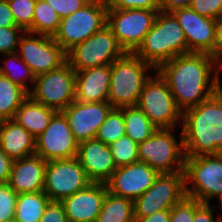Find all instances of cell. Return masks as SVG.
<instances>
[{
  "label": "cell",
  "instance_id": "f546056e",
  "mask_svg": "<svg viewBox=\"0 0 222 222\" xmlns=\"http://www.w3.org/2000/svg\"><path fill=\"white\" fill-rule=\"evenodd\" d=\"M60 20L57 12L45 0H37L32 20V33L54 37Z\"/></svg>",
  "mask_w": 222,
  "mask_h": 222
},
{
  "label": "cell",
  "instance_id": "5bb4252c",
  "mask_svg": "<svg viewBox=\"0 0 222 222\" xmlns=\"http://www.w3.org/2000/svg\"><path fill=\"white\" fill-rule=\"evenodd\" d=\"M35 35V36H34ZM16 54L36 76L54 71L67 62L66 52L53 37L24 32Z\"/></svg>",
  "mask_w": 222,
  "mask_h": 222
},
{
  "label": "cell",
  "instance_id": "ba28073f",
  "mask_svg": "<svg viewBox=\"0 0 222 222\" xmlns=\"http://www.w3.org/2000/svg\"><path fill=\"white\" fill-rule=\"evenodd\" d=\"M155 72L145 82L137 106L158 129H177L176 125L182 121V112L167 82Z\"/></svg>",
  "mask_w": 222,
  "mask_h": 222
},
{
  "label": "cell",
  "instance_id": "4fadbf2b",
  "mask_svg": "<svg viewBox=\"0 0 222 222\" xmlns=\"http://www.w3.org/2000/svg\"><path fill=\"white\" fill-rule=\"evenodd\" d=\"M91 183L93 182L76 157L47 161L43 191L50 201L61 202Z\"/></svg>",
  "mask_w": 222,
  "mask_h": 222
},
{
  "label": "cell",
  "instance_id": "ffe728a7",
  "mask_svg": "<svg viewBox=\"0 0 222 222\" xmlns=\"http://www.w3.org/2000/svg\"><path fill=\"white\" fill-rule=\"evenodd\" d=\"M106 183H91L73 195L64 198L68 222H96L107 194Z\"/></svg>",
  "mask_w": 222,
  "mask_h": 222
},
{
  "label": "cell",
  "instance_id": "f35d334b",
  "mask_svg": "<svg viewBox=\"0 0 222 222\" xmlns=\"http://www.w3.org/2000/svg\"><path fill=\"white\" fill-rule=\"evenodd\" d=\"M58 14L60 19L83 8L91 0H45Z\"/></svg>",
  "mask_w": 222,
  "mask_h": 222
},
{
  "label": "cell",
  "instance_id": "9a60e30c",
  "mask_svg": "<svg viewBox=\"0 0 222 222\" xmlns=\"http://www.w3.org/2000/svg\"><path fill=\"white\" fill-rule=\"evenodd\" d=\"M35 154L45 161L75 158L79 143L72 134L68 121L61 111L51 118L49 125L37 137Z\"/></svg>",
  "mask_w": 222,
  "mask_h": 222
},
{
  "label": "cell",
  "instance_id": "4dcf8cb0",
  "mask_svg": "<svg viewBox=\"0 0 222 222\" xmlns=\"http://www.w3.org/2000/svg\"><path fill=\"white\" fill-rule=\"evenodd\" d=\"M123 136H125L123 108H113L99 127L95 138L109 146Z\"/></svg>",
  "mask_w": 222,
  "mask_h": 222
},
{
  "label": "cell",
  "instance_id": "bcb514c9",
  "mask_svg": "<svg viewBox=\"0 0 222 222\" xmlns=\"http://www.w3.org/2000/svg\"><path fill=\"white\" fill-rule=\"evenodd\" d=\"M169 220L170 209H165L145 218H135L134 222H169Z\"/></svg>",
  "mask_w": 222,
  "mask_h": 222
},
{
  "label": "cell",
  "instance_id": "b9f144b4",
  "mask_svg": "<svg viewBox=\"0 0 222 222\" xmlns=\"http://www.w3.org/2000/svg\"><path fill=\"white\" fill-rule=\"evenodd\" d=\"M14 160L0 148V184L9 182Z\"/></svg>",
  "mask_w": 222,
  "mask_h": 222
},
{
  "label": "cell",
  "instance_id": "4316f807",
  "mask_svg": "<svg viewBox=\"0 0 222 222\" xmlns=\"http://www.w3.org/2000/svg\"><path fill=\"white\" fill-rule=\"evenodd\" d=\"M125 135L139 144L149 138L158 128L138 106L123 107Z\"/></svg>",
  "mask_w": 222,
  "mask_h": 222
},
{
  "label": "cell",
  "instance_id": "ee69618b",
  "mask_svg": "<svg viewBox=\"0 0 222 222\" xmlns=\"http://www.w3.org/2000/svg\"><path fill=\"white\" fill-rule=\"evenodd\" d=\"M213 58L222 64V18L217 21L213 46Z\"/></svg>",
  "mask_w": 222,
  "mask_h": 222
},
{
  "label": "cell",
  "instance_id": "484cf974",
  "mask_svg": "<svg viewBox=\"0 0 222 222\" xmlns=\"http://www.w3.org/2000/svg\"><path fill=\"white\" fill-rule=\"evenodd\" d=\"M49 202L44 191L18 194L14 219L18 222H39Z\"/></svg>",
  "mask_w": 222,
  "mask_h": 222
},
{
  "label": "cell",
  "instance_id": "ac0fdd59",
  "mask_svg": "<svg viewBox=\"0 0 222 222\" xmlns=\"http://www.w3.org/2000/svg\"><path fill=\"white\" fill-rule=\"evenodd\" d=\"M112 109L108 101L80 103L74 100L61 112L66 117L74 138L81 143L96 137L99 127Z\"/></svg>",
  "mask_w": 222,
  "mask_h": 222
},
{
  "label": "cell",
  "instance_id": "1f68e13d",
  "mask_svg": "<svg viewBox=\"0 0 222 222\" xmlns=\"http://www.w3.org/2000/svg\"><path fill=\"white\" fill-rule=\"evenodd\" d=\"M109 147L117 167L139 161L137 152L138 144L126 135L110 144Z\"/></svg>",
  "mask_w": 222,
  "mask_h": 222
},
{
  "label": "cell",
  "instance_id": "52a82bcc",
  "mask_svg": "<svg viewBox=\"0 0 222 222\" xmlns=\"http://www.w3.org/2000/svg\"><path fill=\"white\" fill-rule=\"evenodd\" d=\"M107 25V7L104 0H91L83 8L60 20V25L53 39L65 51Z\"/></svg>",
  "mask_w": 222,
  "mask_h": 222
},
{
  "label": "cell",
  "instance_id": "d6a6232c",
  "mask_svg": "<svg viewBox=\"0 0 222 222\" xmlns=\"http://www.w3.org/2000/svg\"><path fill=\"white\" fill-rule=\"evenodd\" d=\"M17 27L32 33V20L37 0H7Z\"/></svg>",
  "mask_w": 222,
  "mask_h": 222
},
{
  "label": "cell",
  "instance_id": "44dd1931",
  "mask_svg": "<svg viewBox=\"0 0 222 222\" xmlns=\"http://www.w3.org/2000/svg\"><path fill=\"white\" fill-rule=\"evenodd\" d=\"M47 161L37 154L14 160L9 186L17 193L43 191Z\"/></svg>",
  "mask_w": 222,
  "mask_h": 222
},
{
  "label": "cell",
  "instance_id": "c3c4849f",
  "mask_svg": "<svg viewBox=\"0 0 222 222\" xmlns=\"http://www.w3.org/2000/svg\"><path fill=\"white\" fill-rule=\"evenodd\" d=\"M218 203H219V210L221 209V213H222V196L218 199Z\"/></svg>",
  "mask_w": 222,
  "mask_h": 222
},
{
  "label": "cell",
  "instance_id": "d6986e66",
  "mask_svg": "<svg viewBox=\"0 0 222 222\" xmlns=\"http://www.w3.org/2000/svg\"><path fill=\"white\" fill-rule=\"evenodd\" d=\"M76 158L93 183H106L117 169L110 147L96 138L79 143Z\"/></svg>",
  "mask_w": 222,
  "mask_h": 222
},
{
  "label": "cell",
  "instance_id": "7a4b0ae2",
  "mask_svg": "<svg viewBox=\"0 0 222 222\" xmlns=\"http://www.w3.org/2000/svg\"><path fill=\"white\" fill-rule=\"evenodd\" d=\"M185 156L222 153V101L214 94L182 113Z\"/></svg>",
  "mask_w": 222,
  "mask_h": 222
},
{
  "label": "cell",
  "instance_id": "ab89813d",
  "mask_svg": "<svg viewBox=\"0 0 222 222\" xmlns=\"http://www.w3.org/2000/svg\"><path fill=\"white\" fill-rule=\"evenodd\" d=\"M39 222H68L63 204L50 201Z\"/></svg>",
  "mask_w": 222,
  "mask_h": 222
},
{
  "label": "cell",
  "instance_id": "9c48e42d",
  "mask_svg": "<svg viewBox=\"0 0 222 222\" xmlns=\"http://www.w3.org/2000/svg\"><path fill=\"white\" fill-rule=\"evenodd\" d=\"M124 54L107 25L66 52L67 63L74 71L112 64Z\"/></svg>",
  "mask_w": 222,
  "mask_h": 222
},
{
  "label": "cell",
  "instance_id": "74e56055",
  "mask_svg": "<svg viewBox=\"0 0 222 222\" xmlns=\"http://www.w3.org/2000/svg\"><path fill=\"white\" fill-rule=\"evenodd\" d=\"M190 7L200 15L215 20L222 18V0H193Z\"/></svg>",
  "mask_w": 222,
  "mask_h": 222
},
{
  "label": "cell",
  "instance_id": "f1b7e54d",
  "mask_svg": "<svg viewBox=\"0 0 222 222\" xmlns=\"http://www.w3.org/2000/svg\"><path fill=\"white\" fill-rule=\"evenodd\" d=\"M3 56L6 59L0 66V74L5 75L14 84L19 85L30 93L32 88L29 84L32 83L34 85L36 78L32 70L16 53L3 54Z\"/></svg>",
  "mask_w": 222,
  "mask_h": 222
},
{
  "label": "cell",
  "instance_id": "83f0119b",
  "mask_svg": "<svg viewBox=\"0 0 222 222\" xmlns=\"http://www.w3.org/2000/svg\"><path fill=\"white\" fill-rule=\"evenodd\" d=\"M28 96L29 93L24 88L0 74V121L13 119L17 109Z\"/></svg>",
  "mask_w": 222,
  "mask_h": 222
},
{
  "label": "cell",
  "instance_id": "60d3db41",
  "mask_svg": "<svg viewBox=\"0 0 222 222\" xmlns=\"http://www.w3.org/2000/svg\"><path fill=\"white\" fill-rule=\"evenodd\" d=\"M212 205V206H211ZM210 203H202L194 212L193 222H222V215L216 217L213 211L216 205Z\"/></svg>",
  "mask_w": 222,
  "mask_h": 222
},
{
  "label": "cell",
  "instance_id": "7bdbcfd3",
  "mask_svg": "<svg viewBox=\"0 0 222 222\" xmlns=\"http://www.w3.org/2000/svg\"><path fill=\"white\" fill-rule=\"evenodd\" d=\"M17 27L7 0H0V28Z\"/></svg>",
  "mask_w": 222,
  "mask_h": 222
},
{
  "label": "cell",
  "instance_id": "e575fe53",
  "mask_svg": "<svg viewBox=\"0 0 222 222\" xmlns=\"http://www.w3.org/2000/svg\"><path fill=\"white\" fill-rule=\"evenodd\" d=\"M18 194L8 183L0 184V222L14 219Z\"/></svg>",
  "mask_w": 222,
  "mask_h": 222
},
{
  "label": "cell",
  "instance_id": "d590c367",
  "mask_svg": "<svg viewBox=\"0 0 222 222\" xmlns=\"http://www.w3.org/2000/svg\"><path fill=\"white\" fill-rule=\"evenodd\" d=\"M24 32L20 27L0 28V55L16 53Z\"/></svg>",
  "mask_w": 222,
  "mask_h": 222
},
{
  "label": "cell",
  "instance_id": "836d02e7",
  "mask_svg": "<svg viewBox=\"0 0 222 222\" xmlns=\"http://www.w3.org/2000/svg\"><path fill=\"white\" fill-rule=\"evenodd\" d=\"M202 203L185 196L170 209L169 222H193L194 212Z\"/></svg>",
  "mask_w": 222,
  "mask_h": 222
},
{
  "label": "cell",
  "instance_id": "7402d4cb",
  "mask_svg": "<svg viewBox=\"0 0 222 222\" xmlns=\"http://www.w3.org/2000/svg\"><path fill=\"white\" fill-rule=\"evenodd\" d=\"M75 100L80 103H98L107 101L111 64L75 71Z\"/></svg>",
  "mask_w": 222,
  "mask_h": 222
},
{
  "label": "cell",
  "instance_id": "603a6c76",
  "mask_svg": "<svg viewBox=\"0 0 222 222\" xmlns=\"http://www.w3.org/2000/svg\"><path fill=\"white\" fill-rule=\"evenodd\" d=\"M0 148L13 160L36 152V140L14 119L0 121Z\"/></svg>",
  "mask_w": 222,
  "mask_h": 222
},
{
  "label": "cell",
  "instance_id": "7c38bea8",
  "mask_svg": "<svg viewBox=\"0 0 222 222\" xmlns=\"http://www.w3.org/2000/svg\"><path fill=\"white\" fill-rule=\"evenodd\" d=\"M185 196L184 171L161 173L153 185L134 200V217L145 218L171 209Z\"/></svg>",
  "mask_w": 222,
  "mask_h": 222
},
{
  "label": "cell",
  "instance_id": "e0dca14e",
  "mask_svg": "<svg viewBox=\"0 0 222 222\" xmlns=\"http://www.w3.org/2000/svg\"><path fill=\"white\" fill-rule=\"evenodd\" d=\"M160 173L144 162L117 167L106 182L108 192L135 200L155 182Z\"/></svg>",
  "mask_w": 222,
  "mask_h": 222
},
{
  "label": "cell",
  "instance_id": "3957f363",
  "mask_svg": "<svg viewBox=\"0 0 222 222\" xmlns=\"http://www.w3.org/2000/svg\"><path fill=\"white\" fill-rule=\"evenodd\" d=\"M134 54L155 69L179 55L187 54L183 29L171 12H158L152 28Z\"/></svg>",
  "mask_w": 222,
  "mask_h": 222
},
{
  "label": "cell",
  "instance_id": "277c9868",
  "mask_svg": "<svg viewBox=\"0 0 222 222\" xmlns=\"http://www.w3.org/2000/svg\"><path fill=\"white\" fill-rule=\"evenodd\" d=\"M150 70V71H149ZM156 69L134 53H125L111 64L107 101L113 108L137 106L145 82ZM147 72H150L147 74Z\"/></svg>",
  "mask_w": 222,
  "mask_h": 222
},
{
  "label": "cell",
  "instance_id": "8fae6325",
  "mask_svg": "<svg viewBox=\"0 0 222 222\" xmlns=\"http://www.w3.org/2000/svg\"><path fill=\"white\" fill-rule=\"evenodd\" d=\"M76 76L66 62L60 68L36 76L29 96L36 102L62 111L75 100Z\"/></svg>",
  "mask_w": 222,
  "mask_h": 222
},
{
  "label": "cell",
  "instance_id": "d4e9b609",
  "mask_svg": "<svg viewBox=\"0 0 222 222\" xmlns=\"http://www.w3.org/2000/svg\"><path fill=\"white\" fill-rule=\"evenodd\" d=\"M134 201L107 191L96 222H134Z\"/></svg>",
  "mask_w": 222,
  "mask_h": 222
},
{
  "label": "cell",
  "instance_id": "cb8c5ba5",
  "mask_svg": "<svg viewBox=\"0 0 222 222\" xmlns=\"http://www.w3.org/2000/svg\"><path fill=\"white\" fill-rule=\"evenodd\" d=\"M57 111L28 96L17 109L14 120L37 138L49 125Z\"/></svg>",
  "mask_w": 222,
  "mask_h": 222
},
{
  "label": "cell",
  "instance_id": "30bf717a",
  "mask_svg": "<svg viewBox=\"0 0 222 222\" xmlns=\"http://www.w3.org/2000/svg\"><path fill=\"white\" fill-rule=\"evenodd\" d=\"M159 11L107 9V26L125 53H134L152 28Z\"/></svg>",
  "mask_w": 222,
  "mask_h": 222
},
{
  "label": "cell",
  "instance_id": "681fc988",
  "mask_svg": "<svg viewBox=\"0 0 222 222\" xmlns=\"http://www.w3.org/2000/svg\"><path fill=\"white\" fill-rule=\"evenodd\" d=\"M8 222H18L16 219L9 220Z\"/></svg>",
  "mask_w": 222,
  "mask_h": 222
},
{
  "label": "cell",
  "instance_id": "8992f818",
  "mask_svg": "<svg viewBox=\"0 0 222 222\" xmlns=\"http://www.w3.org/2000/svg\"><path fill=\"white\" fill-rule=\"evenodd\" d=\"M174 129H157L149 138L138 144V158L161 173L184 171L185 153L181 130L180 139Z\"/></svg>",
  "mask_w": 222,
  "mask_h": 222
},
{
  "label": "cell",
  "instance_id": "f6af8a7d",
  "mask_svg": "<svg viewBox=\"0 0 222 222\" xmlns=\"http://www.w3.org/2000/svg\"><path fill=\"white\" fill-rule=\"evenodd\" d=\"M193 0H160L162 12H172L178 8L190 7Z\"/></svg>",
  "mask_w": 222,
  "mask_h": 222
},
{
  "label": "cell",
  "instance_id": "8d00e7d4",
  "mask_svg": "<svg viewBox=\"0 0 222 222\" xmlns=\"http://www.w3.org/2000/svg\"><path fill=\"white\" fill-rule=\"evenodd\" d=\"M107 9H149L161 11L160 0H104Z\"/></svg>",
  "mask_w": 222,
  "mask_h": 222
},
{
  "label": "cell",
  "instance_id": "2e32d148",
  "mask_svg": "<svg viewBox=\"0 0 222 222\" xmlns=\"http://www.w3.org/2000/svg\"><path fill=\"white\" fill-rule=\"evenodd\" d=\"M183 29L187 53H208L213 57L217 21L195 12L191 7L178 8L171 12Z\"/></svg>",
  "mask_w": 222,
  "mask_h": 222
},
{
  "label": "cell",
  "instance_id": "6da1fadb",
  "mask_svg": "<svg viewBox=\"0 0 222 222\" xmlns=\"http://www.w3.org/2000/svg\"><path fill=\"white\" fill-rule=\"evenodd\" d=\"M219 63L208 53L179 55L162 63L156 71L167 82L178 109H187L214 95Z\"/></svg>",
  "mask_w": 222,
  "mask_h": 222
},
{
  "label": "cell",
  "instance_id": "7dc6e473",
  "mask_svg": "<svg viewBox=\"0 0 222 222\" xmlns=\"http://www.w3.org/2000/svg\"><path fill=\"white\" fill-rule=\"evenodd\" d=\"M222 64L218 65L216 75H215V87H214V94L222 101V81H221V73Z\"/></svg>",
  "mask_w": 222,
  "mask_h": 222
},
{
  "label": "cell",
  "instance_id": "5b68a950",
  "mask_svg": "<svg viewBox=\"0 0 222 222\" xmlns=\"http://www.w3.org/2000/svg\"><path fill=\"white\" fill-rule=\"evenodd\" d=\"M185 194L201 203H210L222 196V153L185 156Z\"/></svg>",
  "mask_w": 222,
  "mask_h": 222
}]
</instances>
